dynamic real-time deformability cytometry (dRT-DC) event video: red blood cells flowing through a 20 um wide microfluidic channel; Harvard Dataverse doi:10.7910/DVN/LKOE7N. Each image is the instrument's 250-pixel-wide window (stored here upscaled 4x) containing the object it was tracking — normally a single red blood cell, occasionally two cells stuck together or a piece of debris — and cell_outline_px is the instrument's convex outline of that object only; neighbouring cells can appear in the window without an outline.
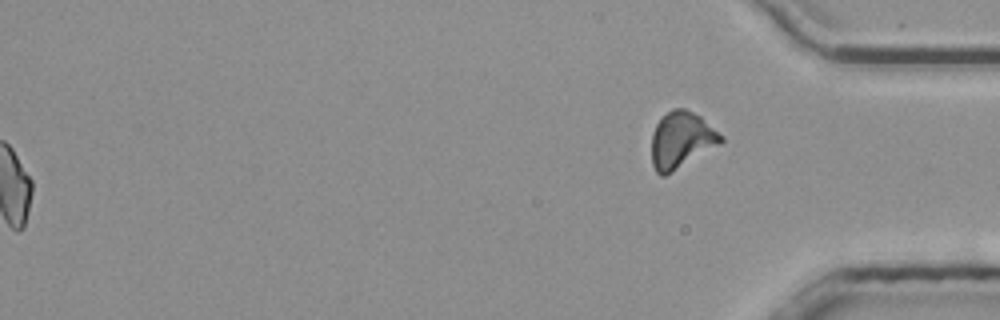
{"species": "common noctule bat (a hibernating species)", "species_latin": "Nyctalus noctula", "temperature_condition": "room temperature", "stored_images_in_passage": 41, "segment_of_instrument_passage": [2, 2], "camera_frame_rate_fps": 3000, "um_per_image_px": 0.085, "animal": {"sex": "male", "body_mass_g": 20.4}, "frame": {"image": 1, "passage_image": 41, "time_ms": 13.333, "image_size_px": [1000, 320], "cell_outline_px": [[724, 140], [720, 144], [664, 176], [660, 176], [656, 172], [652, 164], [652, 132], [656, 124], [672, 108], [684, 108], [700, 116], [724, 136]], "centroid_in_image_um": [57.91, 11.89], "position_along_channel_um": 377.3, "area_um2": 22.54}}